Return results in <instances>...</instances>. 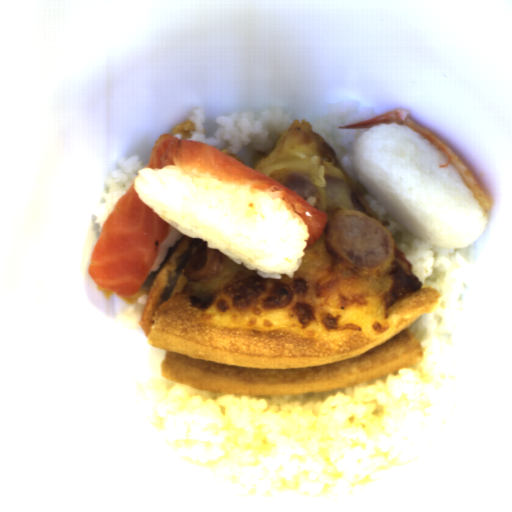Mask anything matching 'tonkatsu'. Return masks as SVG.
<instances>
[{"label":"tonkatsu","instance_id":"d4beea91","mask_svg":"<svg viewBox=\"0 0 512 512\" xmlns=\"http://www.w3.org/2000/svg\"><path fill=\"white\" fill-rule=\"evenodd\" d=\"M195 131V123L192 121H182L180 124H178L171 132L170 135H173L176 138L179 139H186L192 137L193 133Z\"/></svg>","mask_w":512,"mask_h":512},{"label":"tonkatsu","instance_id":"3a3dc1c2","mask_svg":"<svg viewBox=\"0 0 512 512\" xmlns=\"http://www.w3.org/2000/svg\"><path fill=\"white\" fill-rule=\"evenodd\" d=\"M221 152H224L232 157H234L235 159H237L238 161H240L241 163L244 164V160H243V157L240 156L238 153H235V152H231V151H228V150H223Z\"/></svg>","mask_w":512,"mask_h":512}]
</instances>
